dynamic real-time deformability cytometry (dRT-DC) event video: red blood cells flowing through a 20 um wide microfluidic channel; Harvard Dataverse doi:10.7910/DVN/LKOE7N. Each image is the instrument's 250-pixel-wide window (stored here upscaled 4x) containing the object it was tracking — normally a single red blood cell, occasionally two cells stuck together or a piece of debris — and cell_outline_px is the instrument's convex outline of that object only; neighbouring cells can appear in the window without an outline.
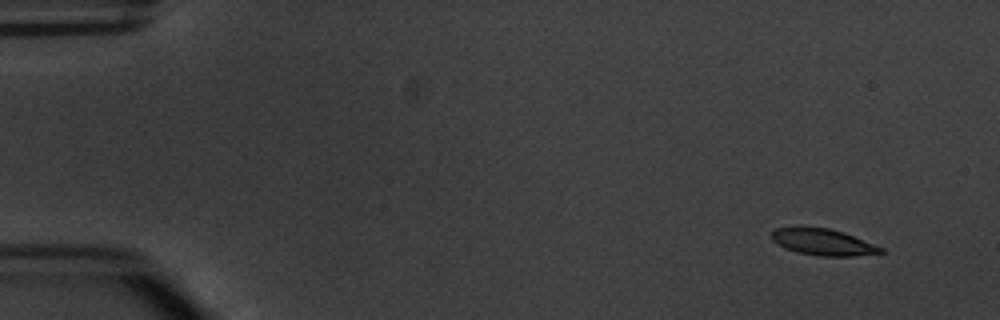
{"species": "common noctule bat (a hibernating species)", "species_latin": "Nyctalus noctula", "temperature_condition": "warm", "stored_images_in_passage": 5, "camera_frame_rate_fps": 3000, "um_per_image_px": 0.085, "animal": {"sex": "male", "body_mass_g": 20.1, "forearm_length_mm": 53.5}, "frame": {"image": 1, "passage_image": 5, "time_ms": 5.667, "image_size_px": [1000, 320], "cell_outline_px": [[884, 252], [856, 256], [820, 256], [796, 252], [772, 240], [768, 236], [776, 228], [796, 224], [800, 224], [828, 228], [844, 232], [884, 248]], "centroid_in_image_um": [69.9, 20.53], "position_along_channel_um": 15.1, "area_um2": 17.34}}